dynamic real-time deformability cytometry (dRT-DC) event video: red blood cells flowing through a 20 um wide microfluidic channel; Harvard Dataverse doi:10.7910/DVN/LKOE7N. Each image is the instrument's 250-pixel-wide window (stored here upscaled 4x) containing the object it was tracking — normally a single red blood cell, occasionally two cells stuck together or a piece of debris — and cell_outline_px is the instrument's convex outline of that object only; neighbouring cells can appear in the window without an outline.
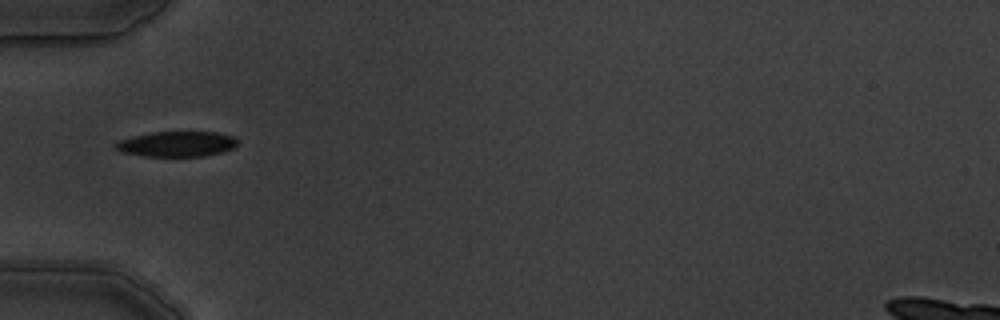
{"species": "common noctule bat (a hibernating species)", "species_latin": "Nyctalus noctula", "temperature_condition": "warm", "stored_images_in_passage": 7, "camera_frame_rate_fps": 3000, "um_per_image_px": 0.085, "animal": {"sex": "male", "body_mass_g": 19.5, "forearm_length_mm": 54.6}, "frame": {"image": 1, "passage_image": 5, "time_ms": 5.333, "image_size_px": [1000, 320], "cell_outline_px": [[240, 144], [224, 152], [204, 156], [144, 156], [124, 152], [116, 148], [112, 144], [120, 140], [132, 136], [152, 132], [216, 132], [236, 136]], "centroid_in_image_um": [15.09, 12.23], "position_along_channel_um": 69.9, "area_um2": 18.15}}
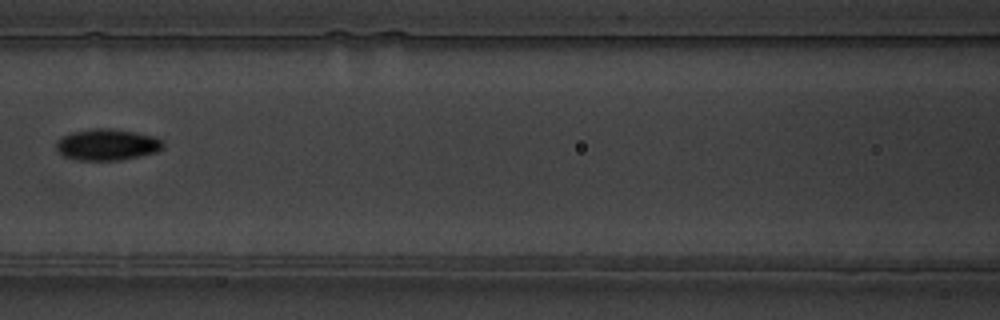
{"frame": {"image": 2, "passage_image": 7, "time_ms": 7.667, "image_size_px": [1000, 320], "cell_outline_px": [[164, 148], [156, 152], [140, 156], [120, 160], [76, 160], [64, 156], [56, 152], [56, 140], [60, 136], [72, 132], [88, 128], [112, 128], [136, 132], [156, 136], [164, 140]], "centroid_in_image_um": [9.1, 12.28], "position_along_channel_um": 157.5, "area_um2": 20.06}}